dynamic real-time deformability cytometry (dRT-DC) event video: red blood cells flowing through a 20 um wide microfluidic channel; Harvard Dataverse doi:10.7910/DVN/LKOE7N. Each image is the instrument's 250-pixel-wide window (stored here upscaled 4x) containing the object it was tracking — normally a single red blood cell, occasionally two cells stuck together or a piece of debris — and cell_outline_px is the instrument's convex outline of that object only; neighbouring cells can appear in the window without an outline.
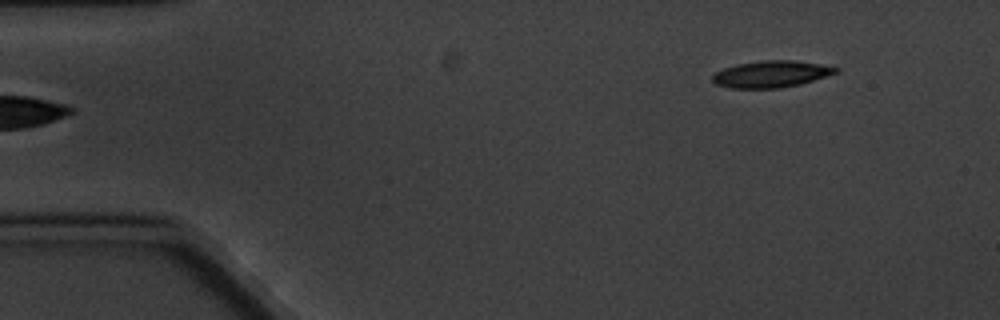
{"species": "common noctule bat (a hibernating species)", "species_latin": "Nyctalus noctula", "temperature_condition": "cold", "stored_images_in_passage": 4, "camera_frame_rate_fps": 3000, "um_per_image_px": 0.085, "animal": {"sex": "male", "body_mass_g": 20.1, "forearm_length_mm": 53.5}, "frame": {"image": 1, "passage_image": 4, "time_ms": 4.333, "image_size_px": [1000, 320], "cell_outline_px": [[840, 68], [836, 72], [800, 84], [780, 88], [728, 88], [716, 84], [712, 80], [712, 76], [716, 72], [724, 68], [740, 64], [764, 60], [792, 60]], "centroid_in_image_um": [65.49, 6.31], "position_along_channel_um": 19.5, "area_um2": 18.73}}